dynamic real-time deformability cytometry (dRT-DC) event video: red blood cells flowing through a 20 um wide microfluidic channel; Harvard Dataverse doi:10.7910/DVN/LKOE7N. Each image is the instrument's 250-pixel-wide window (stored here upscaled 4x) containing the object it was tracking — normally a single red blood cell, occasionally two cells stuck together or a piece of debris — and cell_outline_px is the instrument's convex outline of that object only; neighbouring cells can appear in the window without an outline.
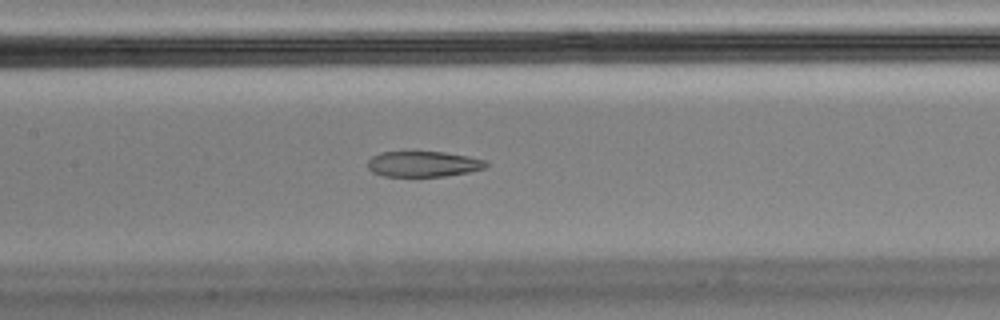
{"species": "Egyptian fruit bat (a non-hibernating species)", "species_latin": "Rousettus aegyptiacus", "temperature_condition": "cold", "stored_images_in_passage": 59, "camera_frame_rate_fps": 3000, "um_per_image_px": 0.085, "animal": {"sex": "male"}, "frame": {"image": 1, "passage_image": 27, "time_ms": 8.667, "image_size_px": [1000, 320], "cell_outline_px": [[488, 164], [484, 168], [468, 172], [444, 176], [384, 176], [372, 172], [368, 168], [368, 160], [372, 156], [380, 152], [444, 152], [468, 156], [484, 160]], "centroid_in_image_um": [35.95, 13.94], "position_along_channel_um": 171.4, "area_um2": 17.51}}
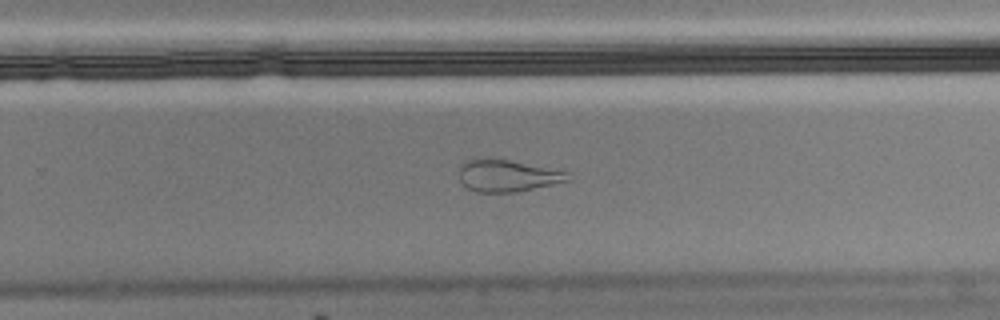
{"frame": {"image": 2, "passage_image": 37, "time_ms": 12.0, "image_size_px": [1000, 320], "cell_outline_px": [[572, 180], [516, 192], [476, 192], [468, 188], [460, 180], [460, 164], [464, 160], [480, 156], [488, 156], [568, 172]], "centroid_in_image_um": [43.08, 14.9], "position_along_channel_um": 286.7, "area_um2": 20.52}}
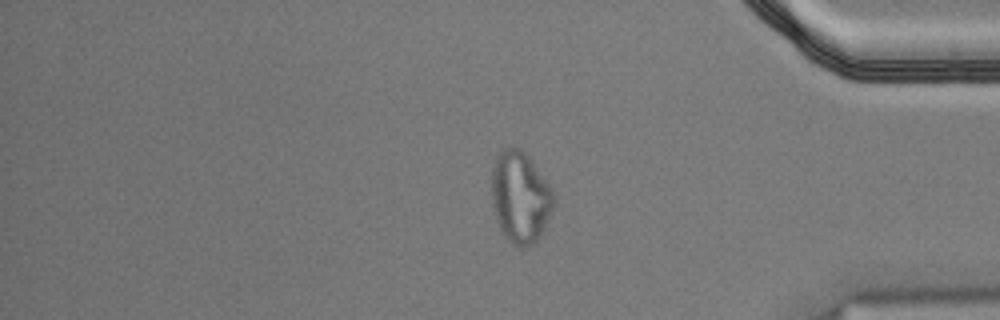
{"frame": {"image": 3, "passage_image": 48, "time_ms": 15.667, "image_size_px": [1000, 320], "cell_outline_px": [[556, 200], [548, 220], [540, 236], [532, 244], [524, 248], [520, 248], [512, 244], [504, 236], [496, 220], [492, 204], [492, 168], [496, 156], [500, 148], [520, 148], [532, 160], [548, 184]], "centroid_in_image_um": [44.21, 16.77], "position_along_channel_um": 391.0, "area_um2": 33.18}, "authors_computed_cell_mechanics": {"area_um2": 19.8254, "velocity_mm_per_s": 3.4731, "shape_relaxation_time_tau1_ms": null, "shape_relaxation_time_tau2_ms": 2.5573, "deformation_change_tau1": null, "deformation_change_tau2": 0.094}}